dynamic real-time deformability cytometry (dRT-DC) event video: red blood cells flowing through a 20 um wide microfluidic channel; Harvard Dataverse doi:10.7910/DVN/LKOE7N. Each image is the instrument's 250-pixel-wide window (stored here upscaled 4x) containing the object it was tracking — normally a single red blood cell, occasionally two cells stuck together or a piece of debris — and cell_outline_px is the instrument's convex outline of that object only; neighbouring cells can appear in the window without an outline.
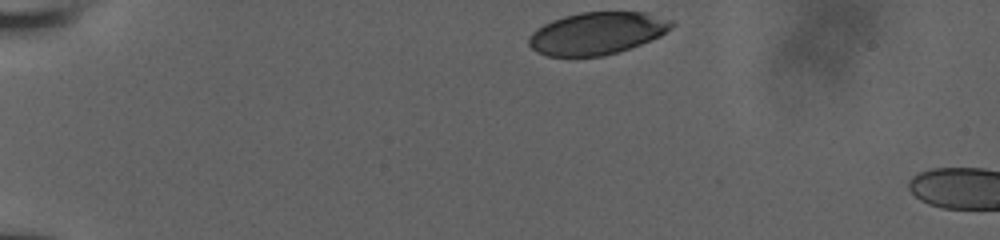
{"species": "human", "species_latin": "Homo sapiens", "temperature_condition": "room temperature", "stored_images_in_passage": 31, "camera_frame_rate_fps": 3000, "um_per_image_px": 0.085, "donor": {"sex": "male"}, "frame": {"image": 1, "passage_image": 1, "time_ms": 0.0, "image_size_px": [1000, 240], "cell_outline_px": [[676, 24], [672, 28], [660, 36], [640, 44], [604, 56], [548, 56], [536, 52], [528, 44], [528, 36], [536, 28], [552, 20], [564, 16], [580, 12], [648, 12], [672, 20]], "centroid_in_image_um": [50.75, 2.82], "position_along_channel_um": 34.3, "area_um2": 35.32}}
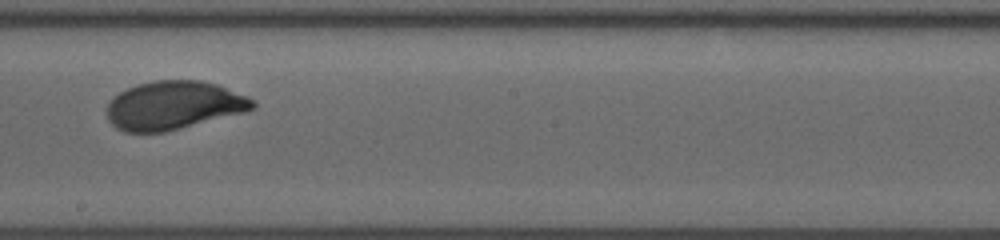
{"frame": {"image": 2, "passage_image": 16, "time_ms": 7.333, "image_size_px": [1000, 240], "cell_outline_px": [[256, 108], [244, 112], [164, 132], [124, 132], [116, 128], [108, 120], [108, 104], [112, 96], [136, 84], [156, 80], [200, 80], [216, 84], [248, 96], [256, 104]], "centroid_in_image_um": [14.75, 8.95], "position_along_channel_um": 233.4, "area_um2": 41.04}}
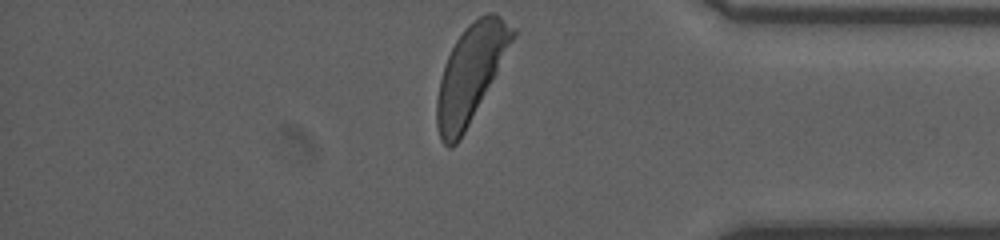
{"frame": {"image": 3, "passage_image": 30, "time_ms": 12.0, "image_size_px": [1000, 240], "cell_outline_px": [[516, 36], [464, 132], [456, 144], [452, 148], [448, 148], [440, 140], [436, 124], [436, 100], [440, 80], [444, 64], [456, 40], [464, 28], [468, 24], [480, 16], [488, 12], [492, 12], [500, 16], [516, 28]], "centroid_in_image_um": [39.98, 6.23], "position_along_channel_um": 395.2, "area_um2": 42.02}, "authors_computed_cell_mechanics": {"area_um2": 41.0958, "velocity_mm_per_s": 3.8152, "shape_relaxation_time_tau1_ms": 2.0573, "shape_relaxation_time_tau2_ms": null, "deformation_change_tau1": 0.1066, "deformation_change_tau2": null}}